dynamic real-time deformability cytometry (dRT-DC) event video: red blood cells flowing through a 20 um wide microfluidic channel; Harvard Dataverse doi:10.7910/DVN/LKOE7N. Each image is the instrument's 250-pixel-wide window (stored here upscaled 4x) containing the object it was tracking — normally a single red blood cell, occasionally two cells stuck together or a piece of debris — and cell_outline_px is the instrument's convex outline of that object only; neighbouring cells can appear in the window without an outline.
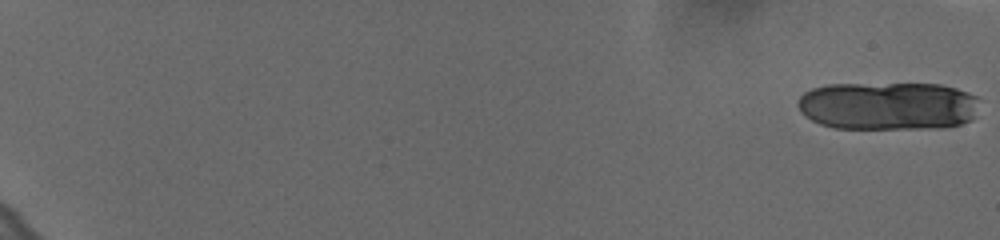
{"species": "human", "species_latin": "Homo sapiens", "temperature_condition": "cold", "stored_images_in_passage": 23, "camera_frame_rate_fps": 3000, "um_per_image_px": 0.085, "donor": {"sex": "female"}, "frame": {"image": 1, "passage_image": 1, "time_ms": 0.0, "image_size_px": [1000, 240], "cell_outline_px": [[976, 96], [972, 120], [948, 128], [836, 128], [820, 124], [812, 120], [800, 112], [796, 104], [796, 100], [804, 92], [812, 88], [828, 84], [940, 84], [956, 88], [968, 92]], "centroid_in_image_um": [75.42, 9.0], "position_along_channel_um": 9.6, "area_um2": 51.15}}
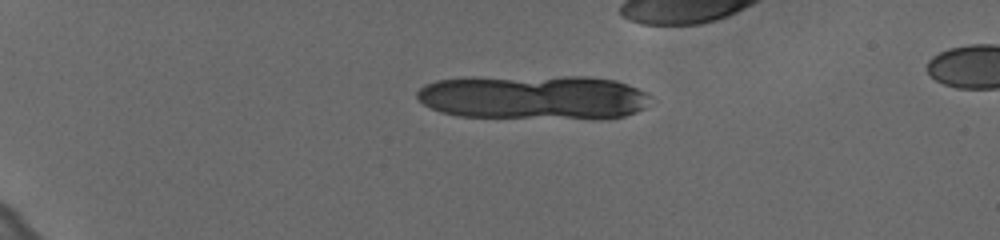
{"frame": {"image": 2, "passage_image": 16, "time_ms": 5.0, "image_size_px": [1000, 240], "cell_outline_px": [[648, 96], [644, 108], [636, 112], [624, 116], [608, 120], [600, 120], [460, 116], [440, 112], [424, 104], [416, 96], [416, 92], [424, 84], [436, 80], [472, 76], [584, 76], [616, 80], [636, 88], [644, 92]], "centroid_in_image_um": [45.33, 8.27], "position_along_channel_um": 39.7, "area_um2": 61.79}}